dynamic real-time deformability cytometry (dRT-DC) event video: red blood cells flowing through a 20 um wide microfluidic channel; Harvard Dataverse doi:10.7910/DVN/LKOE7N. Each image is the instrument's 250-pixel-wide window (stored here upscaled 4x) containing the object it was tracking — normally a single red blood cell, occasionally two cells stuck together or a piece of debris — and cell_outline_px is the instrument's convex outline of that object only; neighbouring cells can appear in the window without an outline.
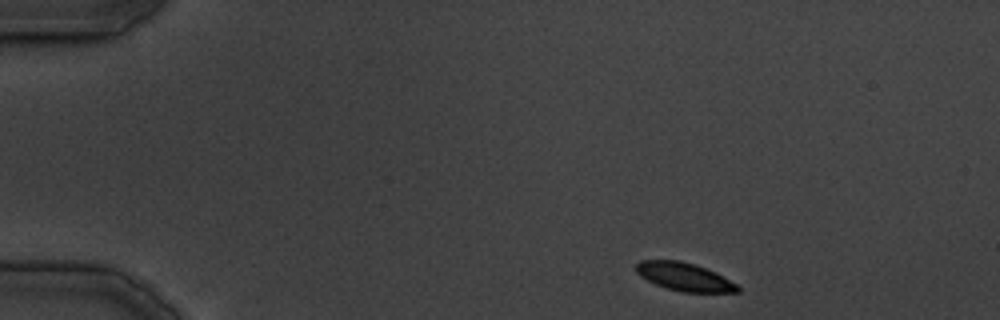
{"species": "common noctule bat (a hibernating species)", "species_latin": "Nyctalus noctula", "temperature_condition": "cold", "stored_images_in_passage": 21, "camera_frame_rate_fps": 3000, "um_per_image_px": 0.085, "animal": {"sex": "male", "body_mass_g": 19.5, "forearm_length_mm": 54.6}, "frame": {"image": 1, "passage_image": 1, "time_ms": 0.0, "image_size_px": [1000, 320], "cell_outline_px": [[740, 292], [680, 292], [656, 284], [640, 276], [636, 272], [636, 264], [640, 260], [680, 260], [716, 272], [736, 284], [740, 288]], "centroid_in_image_um": [58.16, 23.53], "position_along_channel_um": 26.8, "area_um2": 16.47}}
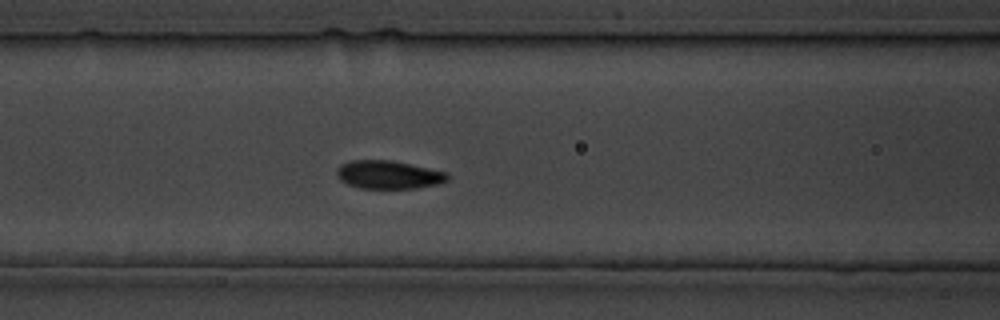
{"frame": {"image": 2, "passage_image": 11, "time_ms": 13.0, "image_size_px": [1000, 320], "cell_outline_px": [[448, 180], [436, 184], [416, 188], [360, 188], [348, 184], [340, 180], [336, 176], [336, 168], [340, 164], [348, 160], [392, 160], [448, 172]], "centroid_in_image_um": [32.98, 14.84], "position_along_channel_um": 133.6, "area_um2": 18.32}}
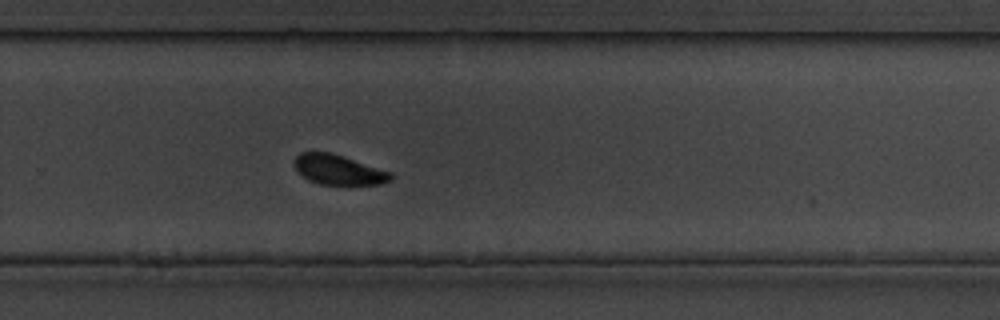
{"frame": {"image": 3, "passage_image": 21, "time_ms": 24.667, "image_size_px": [1000, 320], "cell_outline_px": [[392, 180], [380, 184], [320, 184], [308, 180], [296, 168], [296, 156], [300, 152], [332, 152], [392, 172]], "centroid_in_image_um": [28.81, 14.42], "position_along_channel_um": 301.0, "area_um2": 16.59}}